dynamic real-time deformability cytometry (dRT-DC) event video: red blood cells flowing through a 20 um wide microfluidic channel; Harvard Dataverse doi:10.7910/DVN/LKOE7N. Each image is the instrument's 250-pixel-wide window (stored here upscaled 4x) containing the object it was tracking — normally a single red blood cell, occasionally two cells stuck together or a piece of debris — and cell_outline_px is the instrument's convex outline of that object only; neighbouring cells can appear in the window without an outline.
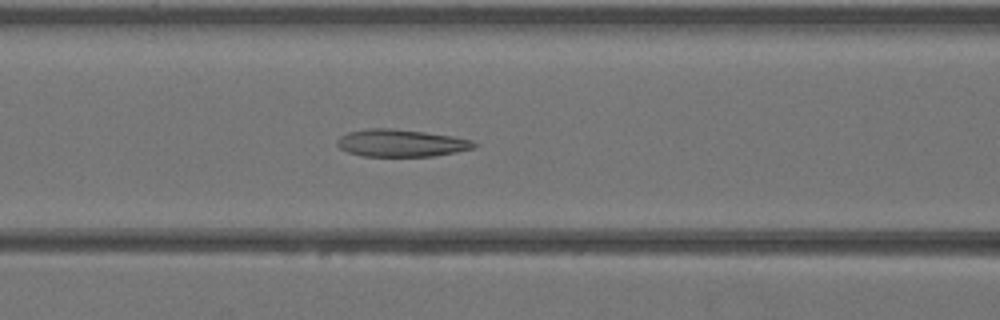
{"species": "Egyptian fruit bat (a non-hibernating species)", "species_latin": "Rousettus aegyptiacus", "temperature_condition": "warm", "stored_images_in_passage": 36, "camera_frame_rate_fps": 3000, "um_per_image_px": 0.085, "animal": {"sex": "female"}, "frame": {"image": 1, "passage_image": 11, "time_ms": 3.333, "image_size_px": [1000, 320], "cell_outline_px": [[480, 144], [476, 148], [456, 152], [432, 156], [364, 156], [348, 152], [340, 148], [336, 144], [336, 140], [340, 136], [348, 132], [368, 128], [392, 128], [424, 132], [452, 136], [472, 140]], "centroid_in_image_um": [34.11, 12.16], "position_along_channel_um": 132.5, "area_um2": 21.91}}
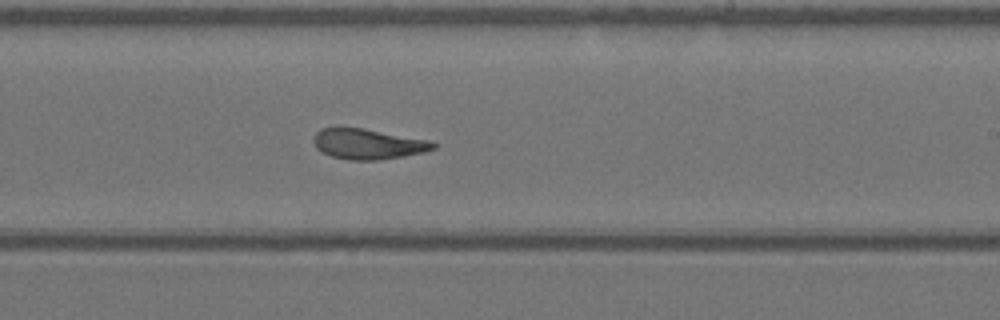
{"frame": {"image": 2, "passage_image": 19, "time_ms": 6.0, "image_size_px": [1000, 320], "cell_outline_px": [[436, 148], [424, 152], [376, 160], [348, 160], [332, 156], [316, 148], [312, 140], [312, 136], [320, 128], [336, 124], [364, 128], [432, 140], [436, 144]], "centroid_in_image_um": [31.21, 12.18], "position_along_channel_um": 257.8, "area_um2": 21.85}}
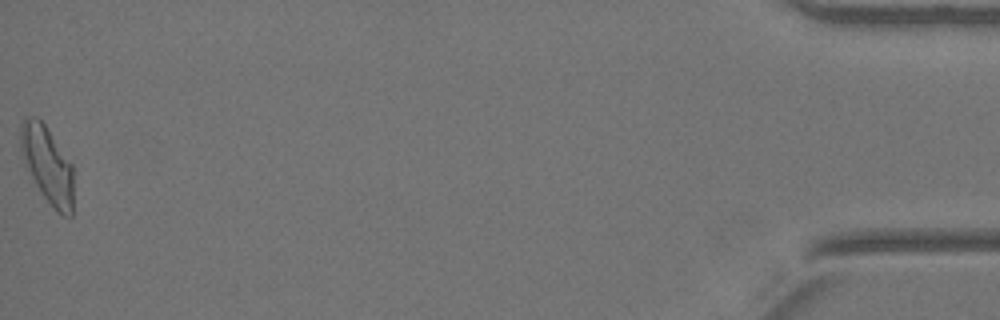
{"frame": {"image": 3, "passage_image": 36, "time_ms": 11.667, "image_size_px": [1000, 320], "cell_outline_px": [[72, 216], [64, 216], [56, 212], [40, 192], [24, 164], [20, 148], [20, 124], [28, 116], [36, 116], [44, 124], [72, 164]], "centroid_in_image_um": [4.0, 14.01], "position_along_channel_um": 431.2, "area_um2": 23.58}}